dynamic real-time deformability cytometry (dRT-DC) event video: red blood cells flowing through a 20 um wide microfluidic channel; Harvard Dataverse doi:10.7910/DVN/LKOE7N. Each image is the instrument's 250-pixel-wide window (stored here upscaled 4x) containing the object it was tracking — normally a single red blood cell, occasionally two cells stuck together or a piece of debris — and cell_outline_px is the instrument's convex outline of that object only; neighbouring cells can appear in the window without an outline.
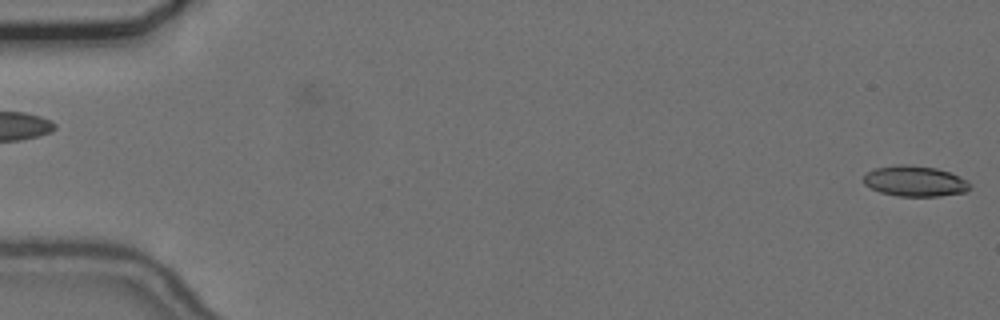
{"species": "common noctule bat (a hibernating species)", "species_latin": "Nyctalus noctula", "temperature_condition": "cold", "stored_images_in_passage": 56, "camera_frame_rate_fps": 3000, "um_per_image_px": 0.085, "animal": {"sex": "female", "body_mass_g": 24.6, "forearm_length_mm": 56.2}, "frame": {"image": 1, "passage_image": 1, "time_ms": 0.0, "image_size_px": [1000, 320], "cell_outline_px": [[972, 184], [968, 192], [940, 196], [896, 196], [880, 192], [864, 184], [864, 176], [868, 172], [876, 168], [900, 164], [904, 164], [936, 168], [960, 176], [968, 180]], "centroid_in_image_um": [77.82, 15.41], "position_along_channel_um": 7.2, "area_um2": 19.02}}
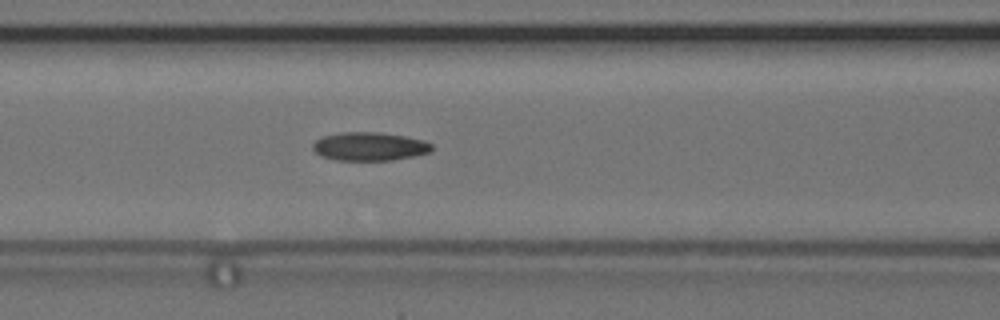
{"frame": {"image": 2, "passage_image": 24, "time_ms": 7.667, "image_size_px": [1000, 320], "cell_outline_px": [[432, 152], [392, 160], [336, 160], [320, 156], [312, 148], [312, 144], [316, 140], [324, 136], [344, 132], [380, 132], [404, 136], [424, 140], [432, 144]], "centroid_in_image_um": [31.41, 12.45], "position_along_channel_um": 135.2, "area_um2": 19.71}}
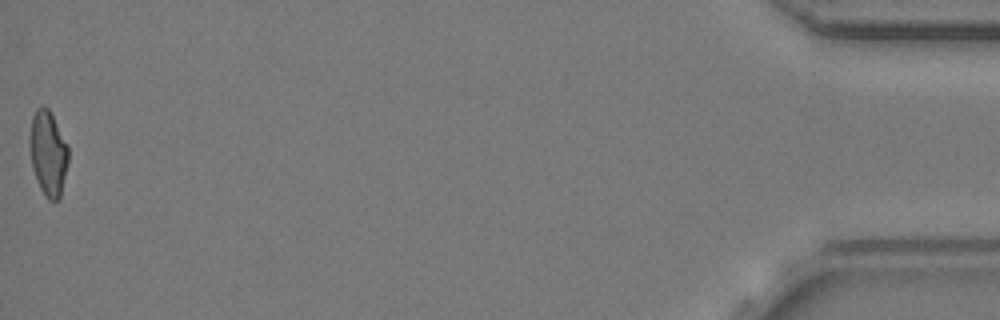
{"frame": {"image": 3, "passage_image": 56, "time_ms": 18.333, "image_size_px": [1000, 320], "cell_outline_px": [[68, 160], [60, 200], [48, 200], [40, 188], [32, 168], [28, 140], [28, 136], [32, 116], [36, 108], [44, 104], [48, 108], [68, 148]], "centroid_in_image_um": [4.05, 13.02], "position_along_channel_um": 431.1, "area_um2": 19.13}, "authors_computed_cell_mechanics": {"area_um2": 19.3341, "velocity_mm_per_s": 3.6975, "shape_relaxation_time_tau1_ms": null, "shape_relaxation_time_tau2_ms": 3.0085, "deformation_change_tau1": null, "deformation_change_tau2": 0.0957}}